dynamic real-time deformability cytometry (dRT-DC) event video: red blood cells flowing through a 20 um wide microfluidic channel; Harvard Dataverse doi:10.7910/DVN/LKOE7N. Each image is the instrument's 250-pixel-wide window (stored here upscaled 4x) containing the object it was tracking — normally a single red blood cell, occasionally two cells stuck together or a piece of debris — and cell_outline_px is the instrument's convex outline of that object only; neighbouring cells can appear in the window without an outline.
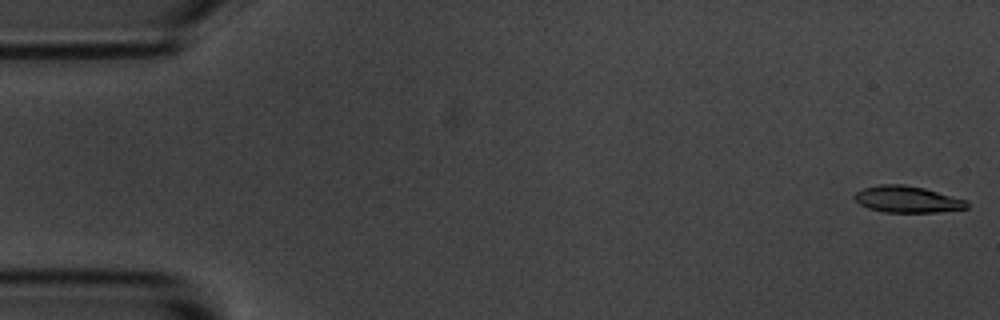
{"species": "common noctule bat (a hibernating species)", "species_latin": "Nyctalus noctula", "temperature_condition": "room temperature", "stored_images_in_passage": 5, "camera_frame_rate_fps": 3000, "um_per_image_px": 0.085, "animal": {"sex": "male", "body_mass_g": 20.1, "forearm_length_mm": 53.5}, "frame": {"image": 1, "passage_image": 1, "time_ms": 0.0, "image_size_px": [1000, 320], "cell_outline_px": [[968, 208], [936, 212], [884, 212], [868, 208], [860, 204], [852, 196], [856, 192], [864, 188], [880, 184], [904, 184], [924, 188], [968, 200]], "centroid_in_image_um": [77.12, 16.94], "position_along_channel_um": 7.9, "area_um2": 17.4}}
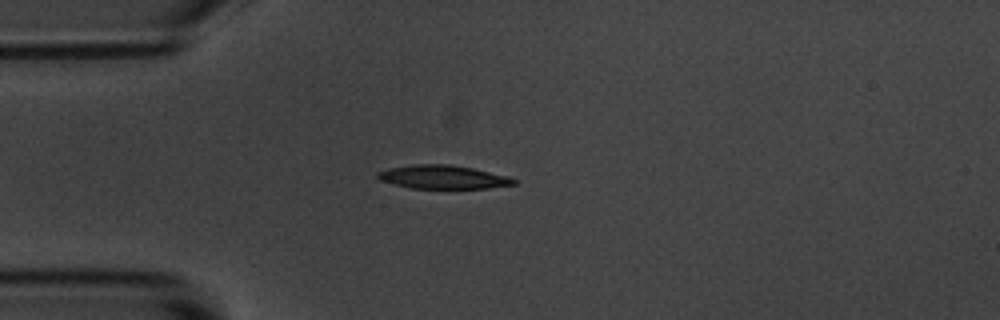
{"frame": {"image": 2, "passage_image": 5, "time_ms": 4.333, "image_size_px": [1000, 320], "cell_outline_px": [[516, 184], [488, 188], [412, 188], [380, 180], [376, 176], [376, 172], [388, 168], [412, 164], [448, 164], [472, 168], [508, 176], [516, 180]], "centroid_in_image_um": [37.63, 15.04], "position_along_channel_um": 47.4, "area_um2": 18.55}}